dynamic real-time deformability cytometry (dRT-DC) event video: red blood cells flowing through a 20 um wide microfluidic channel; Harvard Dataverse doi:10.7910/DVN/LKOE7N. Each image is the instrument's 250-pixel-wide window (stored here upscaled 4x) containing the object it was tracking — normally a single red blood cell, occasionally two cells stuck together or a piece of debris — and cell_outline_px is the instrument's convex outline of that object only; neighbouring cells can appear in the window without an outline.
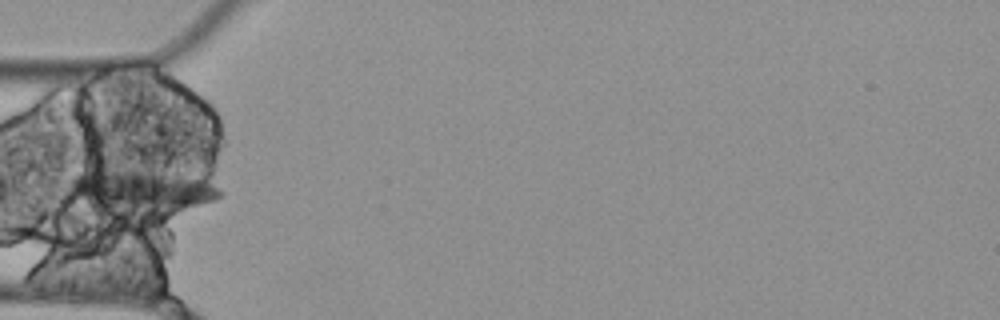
{"species": "Egyptian fruit bat (a non-hibernating species)", "species_latin": "Rousettus aegyptiacus", "temperature_condition": "cold", "stored_images_in_passage": 5, "camera_frame_rate_fps": 3000, "um_per_image_px": 0.085, "animal": {"sex": "female"}, "frame": {"image": 1, "passage_image": 5, "time_ms": 1.333, "image_size_px": [1000, 320], "cell_outline_px": [[224, 196], [216, 200], [168, 216], [148, 216], [100, 204], [80, 196], [68, 184], [68, 180], [76, 172], [164, 172], [200, 180], [224, 192]], "centroid_in_image_um": [12.26, 16.28], "position_along_channel_um": 72.7, "area_um2": 35.43}}